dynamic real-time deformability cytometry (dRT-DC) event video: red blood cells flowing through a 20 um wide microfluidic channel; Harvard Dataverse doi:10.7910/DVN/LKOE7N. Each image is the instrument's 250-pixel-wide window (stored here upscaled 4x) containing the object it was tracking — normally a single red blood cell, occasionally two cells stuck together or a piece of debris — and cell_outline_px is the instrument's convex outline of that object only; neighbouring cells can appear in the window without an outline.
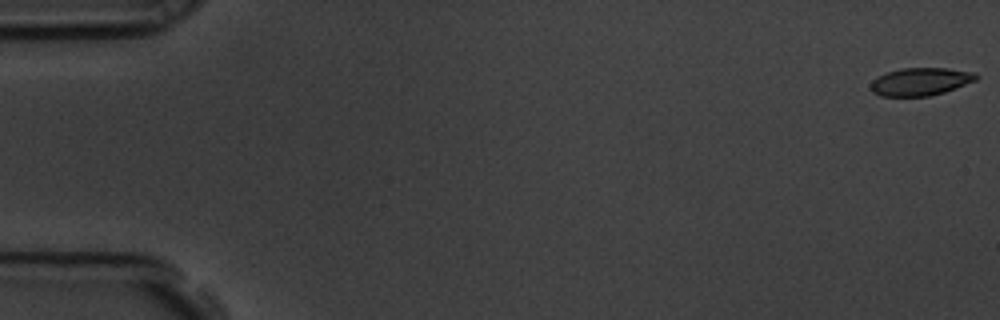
{"species": "common noctule bat (a hibernating species)", "species_latin": "Nyctalus noctula", "temperature_condition": "room temperature", "stored_images_in_passage": 58, "camera_frame_rate_fps": 3000, "um_per_image_px": 0.085, "animal": {"sex": "male", "body_mass_g": 19.5, "forearm_length_mm": 54.6}, "frame": {"image": 1, "passage_image": 1, "time_ms": 0.0, "image_size_px": [1000, 320], "cell_outline_px": [[980, 76], [976, 80], [956, 88], [944, 92], [928, 96], [880, 96], [872, 92], [868, 84], [876, 76], [900, 68], [948, 68], [976, 72]], "centroid_in_image_um": [78.22, 6.93], "position_along_channel_um": 6.8, "area_um2": 17.34}}
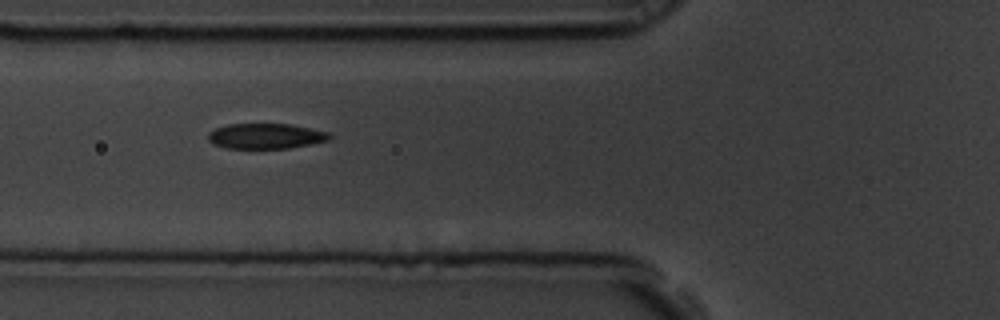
{"frame": {"image": 2, "passage_image": 22, "time_ms": 7.0, "image_size_px": [1000, 320], "cell_outline_px": [[332, 136], [328, 140], [312, 144], [288, 148], [224, 148], [212, 144], [208, 140], [208, 132], [216, 128], [228, 124], [292, 124], [328, 132]], "centroid_in_image_um": [22.57, 11.57], "position_along_channel_um": 103.2, "area_um2": 17.98}}
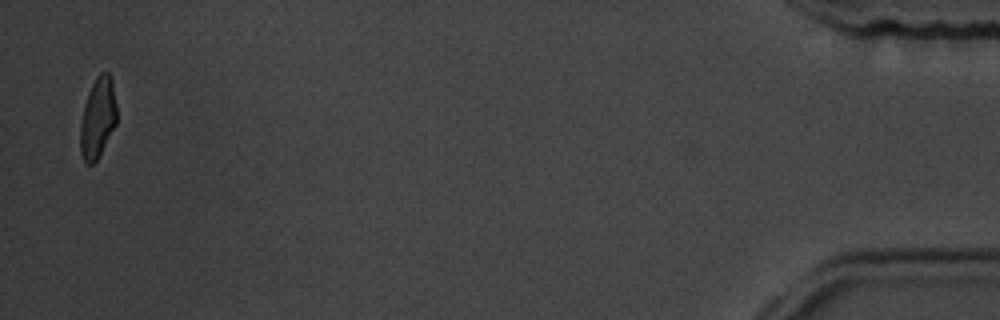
{"frame": {"image": 3, "passage_image": 57, "time_ms": 18.667, "image_size_px": [1000, 320], "cell_outline_px": [[116, 124], [96, 160], [92, 164], [88, 164], [84, 160], [80, 152], [80, 124], [84, 104], [88, 92], [96, 76], [100, 72], [108, 72], [112, 76], [116, 104]], "centroid_in_image_um": [8.3, 9.96], "position_along_channel_um": 426.9, "area_um2": 17.11}, "authors_computed_cell_mechanics": {"area_um2": 18.1492, "velocity_mm_per_s": 3.5538, "shape_relaxation_time_tau1_ms": 2.8569, "shape_relaxation_time_tau2_ms": 1.6659, "deformation_change_tau1": 0.1371, "deformation_change_tau2": 0.0772}}